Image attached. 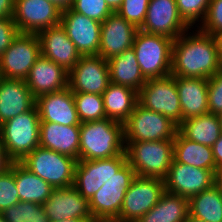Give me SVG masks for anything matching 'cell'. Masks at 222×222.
<instances>
[{
	"mask_svg": "<svg viewBox=\"0 0 222 222\" xmlns=\"http://www.w3.org/2000/svg\"><path fill=\"white\" fill-rule=\"evenodd\" d=\"M20 163L53 188H66L74 184L77 160L70 156L38 146Z\"/></svg>",
	"mask_w": 222,
	"mask_h": 222,
	"instance_id": "cell-6",
	"label": "cell"
},
{
	"mask_svg": "<svg viewBox=\"0 0 222 222\" xmlns=\"http://www.w3.org/2000/svg\"><path fill=\"white\" fill-rule=\"evenodd\" d=\"M188 216V198L165 192L158 203L136 222H185Z\"/></svg>",
	"mask_w": 222,
	"mask_h": 222,
	"instance_id": "cell-31",
	"label": "cell"
},
{
	"mask_svg": "<svg viewBox=\"0 0 222 222\" xmlns=\"http://www.w3.org/2000/svg\"><path fill=\"white\" fill-rule=\"evenodd\" d=\"M6 222H50L42 204L20 201L1 213Z\"/></svg>",
	"mask_w": 222,
	"mask_h": 222,
	"instance_id": "cell-34",
	"label": "cell"
},
{
	"mask_svg": "<svg viewBox=\"0 0 222 222\" xmlns=\"http://www.w3.org/2000/svg\"><path fill=\"white\" fill-rule=\"evenodd\" d=\"M165 193L163 179L136 175L125 193L116 222H136L160 200Z\"/></svg>",
	"mask_w": 222,
	"mask_h": 222,
	"instance_id": "cell-9",
	"label": "cell"
},
{
	"mask_svg": "<svg viewBox=\"0 0 222 222\" xmlns=\"http://www.w3.org/2000/svg\"><path fill=\"white\" fill-rule=\"evenodd\" d=\"M106 118L124 124L139 102L138 92L114 83H109L102 94Z\"/></svg>",
	"mask_w": 222,
	"mask_h": 222,
	"instance_id": "cell-27",
	"label": "cell"
},
{
	"mask_svg": "<svg viewBox=\"0 0 222 222\" xmlns=\"http://www.w3.org/2000/svg\"><path fill=\"white\" fill-rule=\"evenodd\" d=\"M73 96L81 123L106 118L102 95L92 93H73Z\"/></svg>",
	"mask_w": 222,
	"mask_h": 222,
	"instance_id": "cell-33",
	"label": "cell"
},
{
	"mask_svg": "<svg viewBox=\"0 0 222 222\" xmlns=\"http://www.w3.org/2000/svg\"><path fill=\"white\" fill-rule=\"evenodd\" d=\"M215 172L172 160L164 179L165 192L189 199L215 184Z\"/></svg>",
	"mask_w": 222,
	"mask_h": 222,
	"instance_id": "cell-15",
	"label": "cell"
},
{
	"mask_svg": "<svg viewBox=\"0 0 222 222\" xmlns=\"http://www.w3.org/2000/svg\"><path fill=\"white\" fill-rule=\"evenodd\" d=\"M182 121L209 113L208 79L175 76Z\"/></svg>",
	"mask_w": 222,
	"mask_h": 222,
	"instance_id": "cell-25",
	"label": "cell"
},
{
	"mask_svg": "<svg viewBox=\"0 0 222 222\" xmlns=\"http://www.w3.org/2000/svg\"><path fill=\"white\" fill-rule=\"evenodd\" d=\"M10 161L6 158L3 148L0 145V174L8 167Z\"/></svg>",
	"mask_w": 222,
	"mask_h": 222,
	"instance_id": "cell-45",
	"label": "cell"
},
{
	"mask_svg": "<svg viewBox=\"0 0 222 222\" xmlns=\"http://www.w3.org/2000/svg\"><path fill=\"white\" fill-rule=\"evenodd\" d=\"M37 35L42 56L57 63L68 72L77 64L81 55L61 24L46 28Z\"/></svg>",
	"mask_w": 222,
	"mask_h": 222,
	"instance_id": "cell-21",
	"label": "cell"
},
{
	"mask_svg": "<svg viewBox=\"0 0 222 222\" xmlns=\"http://www.w3.org/2000/svg\"><path fill=\"white\" fill-rule=\"evenodd\" d=\"M15 0H0V18H12Z\"/></svg>",
	"mask_w": 222,
	"mask_h": 222,
	"instance_id": "cell-42",
	"label": "cell"
},
{
	"mask_svg": "<svg viewBox=\"0 0 222 222\" xmlns=\"http://www.w3.org/2000/svg\"><path fill=\"white\" fill-rule=\"evenodd\" d=\"M149 2L150 0H123L116 13L139 29L144 23Z\"/></svg>",
	"mask_w": 222,
	"mask_h": 222,
	"instance_id": "cell-38",
	"label": "cell"
},
{
	"mask_svg": "<svg viewBox=\"0 0 222 222\" xmlns=\"http://www.w3.org/2000/svg\"><path fill=\"white\" fill-rule=\"evenodd\" d=\"M36 104V98L25 80L0 78V125L29 111Z\"/></svg>",
	"mask_w": 222,
	"mask_h": 222,
	"instance_id": "cell-23",
	"label": "cell"
},
{
	"mask_svg": "<svg viewBox=\"0 0 222 222\" xmlns=\"http://www.w3.org/2000/svg\"><path fill=\"white\" fill-rule=\"evenodd\" d=\"M139 103L146 109L158 112L178 126L182 123V109L175 76L148 79L138 93Z\"/></svg>",
	"mask_w": 222,
	"mask_h": 222,
	"instance_id": "cell-10",
	"label": "cell"
},
{
	"mask_svg": "<svg viewBox=\"0 0 222 222\" xmlns=\"http://www.w3.org/2000/svg\"><path fill=\"white\" fill-rule=\"evenodd\" d=\"M40 117L36 105L0 125V145L10 162H20L39 146Z\"/></svg>",
	"mask_w": 222,
	"mask_h": 222,
	"instance_id": "cell-3",
	"label": "cell"
},
{
	"mask_svg": "<svg viewBox=\"0 0 222 222\" xmlns=\"http://www.w3.org/2000/svg\"><path fill=\"white\" fill-rule=\"evenodd\" d=\"M71 9L100 23L113 13L105 0H73Z\"/></svg>",
	"mask_w": 222,
	"mask_h": 222,
	"instance_id": "cell-37",
	"label": "cell"
},
{
	"mask_svg": "<svg viewBox=\"0 0 222 222\" xmlns=\"http://www.w3.org/2000/svg\"><path fill=\"white\" fill-rule=\"evenodd\" d=\"M20 202L14 178V162L0 174V214Z\"/></svg>",
	"mask_w": 222,
	"mask_h": 222,
	"instance_id": "cell-35",
	"label": "cell"
},
{
	"mask_svg": "<svg viewBox=\"0 0 222 222\" xmlns=\"http://www.w3.org/2000/svg\"><path fill=\"white\" fill-rule=\"evenodd\" d=\"M208 110L214 114L222 112V69L208 79Z\"/></svg>",
	"mask_w": 222,
	"mask_h": 222,
	"instance_id": "cell-40",
	"label": "cell"
},
{
	"mask_svg": "<svg viewBox=\"0 0 222 222\" xmlns=\"http://www.w3.org/2000/svg\"><path fill=\"white\" fill-rule=\"evenodd\" d=\"M108 61L110 82L129 87L138 93L146 83L133 48L111 57Z\"/></svg>",
	"mask_w": 222,
	"mask_h": 222,
	"instance_id": "cell-26",
	"label": "cell"
},
{
	"mask_svg": "<svg viewBox=\"0 0 222 222\" xmlns=\"http://www.w3.org/2000/svg\"><path fill=\"white\" fill-rule=\"evenodd\" d=\"M0 222H6V220L4 219V217L0 214Z\"/></svg>",
	"mask_w": 222,
	"mask_h": 222,
	"instance_id": "cell-53",
	"label": "cell"
},
{
	"mask_svg": "<svg viewBox=\"0 0 222 222\" xmlns=\"http://www.w3.org/2000/svg\"><path fill=\"white\" fill-rule=\"evenodd\" d=\"M122 153L124 124L108 118L80 124L79 160H100Z\"/></svg>",
	"mask_w": 222,
	"mask_h": 222,
	"instance_id": "cell-2",
	"label": "cell"
},
{
	"mask_svg": "<svg viewBox=\"0 0 222 222\" xmlns=\"http://www.w3.org/2000/svg\"><path fill=\"white\" fill-rule=\"evenodd\" d=\"M179 126L139 102L124 123V142L174 140Z\"/></svg>",
	"mask_w": 222,
	"mask_h": 222,
	"instance_id": "cell-7",
	"label": "cell"
},
{
	"mask_svg": "<svg viewBox=\"0 0 222 222\" xmlns=\"http://www.w3.org/2000/svg\"><path fill=\"white\" fill-rule=\"evenodd\" d=\"M126 162V152L100 160H79L75 166L73 186L89 201Z\"/></svg>",
	"mask_w": 222,
	"mask_h": 222,
	"instance_id": "cell-12",
	"label": "cell"
},
{
	"mask_svg": "<svg viewBox=\"0 0 222 222\" xmlns=\"http://www.w3.org/2000/svg\"><path fill=\"white\" fill-rule=\"evenodd\" d=\"M80 125L40 122L39 146L79 161Z\"/></svg>",
	"mask_w": 222,
	"mask_h": 222,
	"instance_id": "cell-24",
	"label": "cell"
},
{
	"mask_svg": "<svg viewBox=\"0 0 222 222\" xmlns=\"http://www.w3.org/2000/svg\"><path fill=\"white\" fill-rule=\"evenodd\" d=\"M197 29L193 34L187 29L173 41L171 75L209 79L222 69L216 36Z\"/></svg>",
	"mask_w": 222,
	"mask_h": 222,
	"instance_id": "cell-1",
	"label": "cell"
},
{
	"mask_svg": "<svg viewBox=\"0 0 222 222\" xmlns=\"http://www.w3.org/2000/svg\"><path fill=\"white\" fill-rule=\"evenodd\" d=\"M69 72L52 60L40 55L25 79L35 98L68 87Z\"/></svg>",
	"mask_w": 222,
	"mask_h": 222,
	"instance_id": "cell-22",
	"label": "cell"
},
{
	"mask_svg": "<svg viewBox=\"0 0 222 222\" xmlns=\"http://www.w3.org/2000/svg\"><path fill=\"white\" fill-rule=\"evenodd\" d=\"M109 83L108 61L99 55L81 56L69 71L68 88L73 93L102 95Z\"/></svg>",
	"mask_w": 222,
	"mask_h": 222,
	"instance_id": "cell-14",
	"label": "cell"
},
{
	"mask_svg": "<svg viewBox=\"0 0 222 222\" xmlns=\"http://www.w3.org/2000/svg\"><path fill=\"white\" fill-rule=\"evenodd\" d=\"M40 55L38 35L19 33L0 57V76L25 80Z\"/></svg>",
	"mask_w": 222,
	"mask_h": 222,
	"instance_id": "cell-11",
	"label": "cell"
},
{
	"mask_svg": "<svg viewBox=\"0 0 222 222\" xmlns=\"http://www.w3.org/2000/svg\"><path fill=\"white\" fill-rule=\"evenodd\" d=\"M221 126V133H222V112L218 114Z\"/></svg>",
	"mask_w": 222,
	"mask_h": 222,
	"instance_id": "cell-52",
	"label": "cell"
},
{
	"mask_svg": "<svg viewBox=\"0 0 222 222\" xmlns=\"http://www.w3.org/2000/svg\"><path fill=\"white\" fill-rule=\"evenodd\" d=\"M14 178L20 201L43 204L54 189L20 162H14Z\"/></svg>",
	"mask_w": 222,
	"mask_h": 222,
	"instance_id": "cell-30",
	"label": "cell"
},
{
	"mask_svg": "<svg viewBox=\"0 0 222 222\" xmlns=\"http://www.w3.org/2000/svg\"><path fill=\"white\" fill-rule=\"evenodd\" d=\"M54 3L61 10L69 9L72 6L73 0H48Z\"/></svg>",
	"mask_w": 222,
	"mask_h": 222,
	"instance_id": "cell-44",
	"label": "cell"
},
{
	"mask_svg": "<svg viewBox=\"0 0 222 222\" xmlns=\"http://www.w3.org/2000/svg\"><path fill=\"white\" fill-rule=\"evenodd\" d=\"M190 28L179 14L176 0H150L139 30L175 40Z\"/></svg>",
	"mask_w": 222,
	"mask_h": 222,
	"instance_id": "cell-16",
	"label": "cell"
},
{
	"mask_svg": "<svg viewBox=\"0 0 222 222\" xmlns=\"http://www.w3.org/2000/svg\"><path fill=\"white\" fill-rule=\"evenodd\" d=\"M42 205L50 220L92 218L89 201L74 186L54 188Z\"/></svg>",
	"mask_w": 222,
	"mask_h": 222,
	"instance_id": "cell-19",
	"label": "cell"
},
{
	"mask_svg": "<svg viewBox=\"0 0 222 222\" xmlns=\"http://www.w3.org/2000/svg\"><path fill=\"white\" fill-rule=\"evenodd\" d=\"M215 184L219 185L222 188V164L216 169Z\"/></svg>",
	"mask_w": 222,
	"mask_h": 222,
	"instance_id": "cell-47",
	"label": "cell"
},
{
	"mask_svg": "<svg viewBox=\"0 0 222 222\" xmlns=\"http://www.w3.org/2000/svg\"><path fill=\"white\" fill-rule=\"evenodd\" d=\"M173 160L203 169H217L212 147L189 140L179 131L174 138Z\"/></svg>",
	"mask_w": 222,
	"mask_h": 222,
	"instance_id": "cell-28",
	"label": "cell"
},
{
	"mask_svg": "<svg viewBox=\"0 0 222 222\" xmlns=\"http://www.w3.org/2000/svg\"><path fill=\"white\" fill-rule=\"evenodd\" d=\"M174 140L125 142L127 162L136 175L165 179L173 160Z\"/></svg>",
	"mask_w": 222,
	"mask_h": 222,
	"instance_id": "cell-4",
	"label": "cell"
},
{
	"mask_svg": "<svg viewBox=\"0 0 222 222\" xmlns=\"http://www.w3.org/2000/svg\"><path fill=\"white\" fill-rule=\"evenodd\" d=\"M173 39L138 30L132 48L146 80L171 74Z\"/></svg>",
	"mask_w": 222,
	"mask_h": 222,
	"instance_id": "cell-5",
	"label": "cell"
},
{
	"mask_svg": "<svg viewBox=\"0 0 222 222\" xmlns=\"http://www.w3.org/2000/svg\"><path fill=\"white\" fill-rule=\"evenodd\" d=\"M87 219H61L59 221L50 220V222H84Z\"/></svg>",
	"mask_w": 222,
	"mask_h": 222,
	"instance_id": "cell-48",
	"label": "cell"
},
{
	"mask_svg": "<svg viewBox=\"0 0 222 222\" xmlns=\"http://www.w3.org/2000/svg\"><path fill=\"white\" fill-rule=\"evenodd\" d=\"M189 215L205 222H222V188L214 184L189 199Z\"/></svg>",
	"mask_w": 222,
	"mask_h": 222,
	"instance_id": "cell-32",
	"label": "cell"
},
{
	"mask_svg": "<svg viewBox=\"0 0 222 222\" xmlns=\"http://www.w3.org/2000/svg\"><path fill=\"white\" fill-rule=\"evenodd\" d=\"M105 1L108 7H110V9L113 12H116L122 6L123 3V0H105Z\"/></svg>",
	"mask_w": 222,
	"mask_h": 222,
	"instance_id": "cell-46",
	"label": "cell"
},
{
	"mask_svg": "<svg viewBox=\"0 0 222 222\" xmlns=\"http://www.w3.org/2000/svg\"><path fill=\"white\" fill-rule=\"evenodd\" d=\"M139 29L113 12L101 24V38L98 55L108 60L132 48Z\"/></svg>",
	"mask_w": 222,
	"mask_h": 222,
	"instance_id": "cell-18",
	"label": "cell"
},
{
	"mask_svg": "<svg viewBox=\"0 0 222 222\" xmlns=\"http://www.w3.org/2000/svg\"><path fill=\"white\" fill-rule=\"evenodd\" d=\"M84 222H109V220L92 217L90 219L85 220Z\"/></svg>",
	"mask_w": 222,
	"mask_h": 222,
	"instance_id": "cell-49",
	"label": "cell"
},
{
	"mask_svg": "<svg viewBox=\"0 0 222 222\" xmlns=\"http://www.w3.org/2000/svg\"><path fill=\"white\" fill-rule=\"evenodd\" d=\"M40 122H53L64 126L80 125L73 92L66 89L43 94L36 98Z\"/></svg>",
	"mask_w": 222,
	"mask_h": 222,
	"instance_id": "cell-20",
	"label": "cell"
},
{
	"mask_svg": "<svg viewBox=\"0 0 222 222\" xmlns=\"http://www.w3.org/2000/svg\"><path fill=\"white\" fill-rule=\"evenodd\" d=\"M18 34L13 18H0V57Z\"/></svg>",
	"mask_w": 222,
	"mask_h": 222,
	"instance_id": "cell-41",
	"label": "cell"
},
{
	"mask_svg": "<svg viewBox=\"0 0 222 222\" xmlns=\"http://www.w3.org/2000/svg\"><path fill=\"white\" fill-rule=\"evenodd\" d=\"M62 10L48 0H15L13 20L19 33L38 34L60 24Z\"/></svg>",
	"mask_w": 222,
	"mask_h": 222,
	"instance_id": "cell-13",
	"label": "cell"
},
{
	"mask_svg": "<svg viewBox=\"0 0 222 222\" xmlns=\"http://www.w3.org/2000/svg\"><path fill=\"white\" fill-rule=\"evenodd\" d=\"M209 3L210 0H176L180 16L191 28L196 22L204 21Z\"/></svg>",
	"mask_w": 222,
	"mask_h": 222,
	"instance_id": "cell-36",
	"label": "cell"
},
{
	"mask_svg": "<svg viewBox=\"0 0 222 222\" xmlns=\"http://www.w3.org/2000/svg\"><path fill=\"white\" fill-rule=\"evenodd\" d=\"M136 176L126 162L89 200L92 217L115 221L120 213L125 193Z\"/></svg>",
	"mask_w": 222,
	"mask_h": 222,
	"instance_id": "cell-8",
	"label": "cell"
},
{
	"mask_svg": "<svg viewBox=\"0 0 222 222\" xmlns=\"http://www.w3.org/2000/svg\"><path fill=\"white\" fill-rule=\"evenodd\" d=\"M213 157L216 166H220L222 164V133L219 136V139L212 146Z\"/></svg>",
	"mask_w": 222,
	"mask_h": 222,
	"instance_id": "cell-43",
	"label": "cell"
},
{
	"mask_svg": "<svg viewBox=\"0 0 222 222\" xmlns=\"http://www.w3.org/2000/svg\"><path fill=\"white\" fill-rule=\"evenodd\" d=\"M185 222H205L204 220L197 219L193 216H188Z\"/></svg>",
	"mask_w": 222,
	"mask_h": 222,
	"instance_id": "cell-51",
	"label": "cell"
},
{
	"mask_svg": "<svg viewBox=\"0 0 222 222\" xmlns=\"http://www.w3.org/2000/svg\"><path fill=\"white\" fill-rule=\"evenodd\" d=\"M60 24L81 56L98 55L102 23L69 8L62 10Z\"/></svg>",
	"mask_w": 222,
	"mask_h": 222,
	"instance_id": "cell-17",
	"label": "cell"
},
{
	"mask_svg": "<svg viewBox=\"0 0 222 222\" xmlns=\"http://www.w3.org/2000/svg\"><path fill=\"white\" fill-rule=\"evenodd\" d=\"M216 38L218 40L219 49L222 56V31L216 35Z\"/></svg>",
	"mask_w": 222,
	"mask_h": 222,
	"instance_id": "cell-50",
	"label": "cell"
},
{
	"mask_svg": "<svg viewBox=\"0 0 222 222\" xmlns=\"http://www.w3.org/2000/svg\"><path fill=\"white\" fill-rule=\"evenodd\" d=\"M178 131L189 140L212 147L221 135L219 116L207 113L188 118L182 121Z\"/></svg>",
	"mask_w": 222,
	"mask_h": 222,
	"instance_id": "cell-29",
	"label": "cell"
},
{
	"mask_svg": "<svg viewBox=\"0 0 222 222\" xmlns=\"http://www.w3.org/2000/svg\"><path fill=\"white\" fill-rule=\"evenodd\" d=\"M199 25L196 27L213 36L222 31V0H210L207 15Z\"/></svg>",
	"mask_w": 222,
	"mask_h": 222,
	"instance_id": "cell-39",
	"label": "cell"
}]
</instances>
